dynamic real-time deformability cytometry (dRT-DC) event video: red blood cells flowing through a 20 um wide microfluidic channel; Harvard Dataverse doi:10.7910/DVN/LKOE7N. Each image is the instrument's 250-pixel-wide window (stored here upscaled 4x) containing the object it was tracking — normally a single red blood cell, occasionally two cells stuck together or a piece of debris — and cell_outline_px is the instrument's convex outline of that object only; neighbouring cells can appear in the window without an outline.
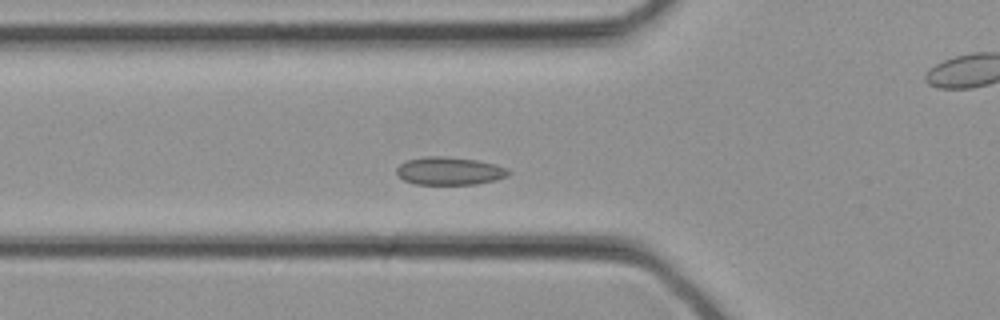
{"species": "common noctule bat (a hibernating species)", "species_latin": "Nyctalus noctula", "temperature_condition": "cold", "stored_images_in_passage": 31, "camera_frame_rate_fps": 3000, "um_per_image_px": 0.085, "animal": {"sex": "female", "body_mass_g": 21.9}, "frame": {"image": 1, "passage_image": 8, "time_ms": 2.333, "image_size_px": [1000, 320], "cell_outline_px": [[512, 172], [508, 176], [496, 180], [476, 184], [416, 184], [404, 180], [396, 172], [396, 168], [400, 164], [408, 160], [424, 156], [444, 156], [476, 160], [496, 164], [508, 168]], "centroid_in_image_um": [38.25, 14.53], "position_along_channel_um": 87.6, "area_um2": 18.26}}
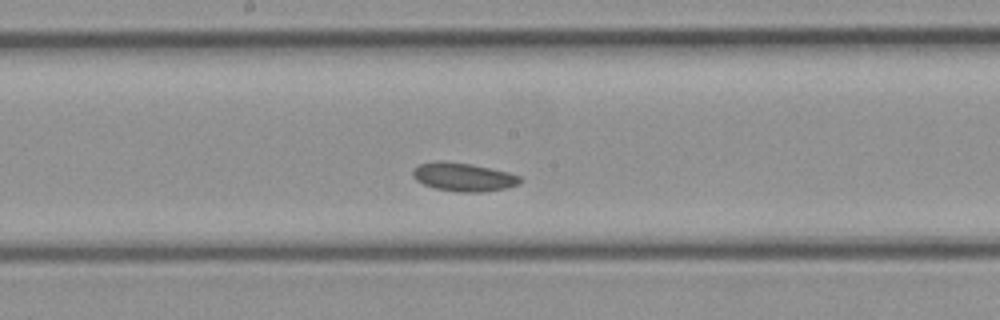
{"frame": {"image": 2, "passage_image": 14, "time_ms": 4.333, "image_size_px": [1000, 320], "cell_outline_px": [[520, 184], [508, 188], [484, 192], [460, 192], [436, 188], [424, 184], [416, 180], [412, 176], [412, 168], [420, 164], [436, 160], [440, 160], [472, 164], [508, 172], [520, 176]], "centroid_in_image_um": [39.38, 15.04], "position_along_channel_um": 208.8, "area_um2": 17.92}}
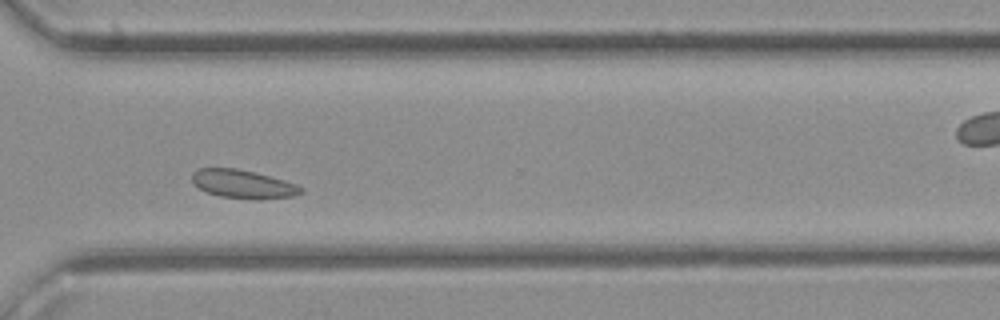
{"frame": {"image": 3, "passage_image": 21, "time_ms": 6.667, "image_size_px": [1000, 320], "cell_outline_px": [[304, 192], [296, 196], [260, 200], [256, 200], [220, 196], [208, 192], [200, 188], [192, 180], [192, 172], [196, 168], [236, 168], [256, 172], [284, 180], [296, 184], [304, 188]], "centroid_in_image_um": [20.71, 15.65], "position_along_channel_um": 349.9, "area_um2": 18.26}}